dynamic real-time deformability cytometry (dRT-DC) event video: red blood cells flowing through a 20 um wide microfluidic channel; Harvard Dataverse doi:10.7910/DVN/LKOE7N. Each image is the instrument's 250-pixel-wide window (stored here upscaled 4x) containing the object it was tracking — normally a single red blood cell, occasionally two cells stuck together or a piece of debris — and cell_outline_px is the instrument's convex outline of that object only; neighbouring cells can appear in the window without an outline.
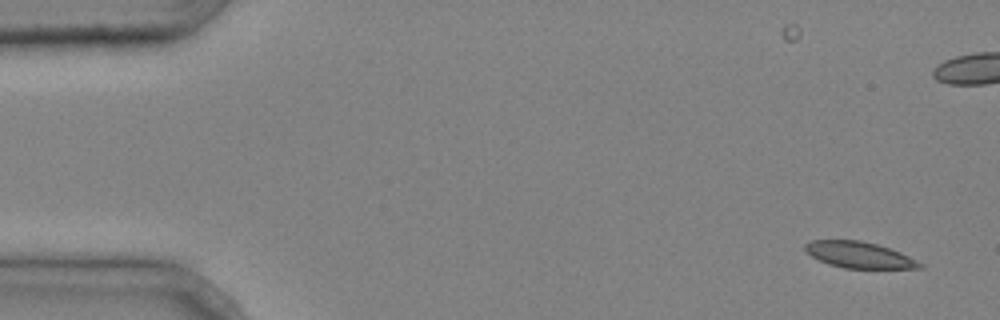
{"species": "common noctule bat (a hibernating species)", "species_latin": "Nyctalus noctula", "temperature_condition": "cold", "stored_images_in_passage": 4, "camera_frame_rate_fps": 3000, "um_per_image_px": 0.085, "animal": {"sex": "male", "body_mass_g": 20.4}, "frame": {"image": 1, "passage_image": 1, "time_ms": 0.0, "image_size_px": [1000, 320], "cell_outline_px": [[924, 268], [844, 268], [828, 264], [804, 252], [804, 244], [808, 240], [860, 240], [876, 244], [900, 252], [924, 264]], "centroid_in_image_um": [72.99, 21.66], "position_along_channel_um": 12.0, "area_um2": 17.51}}
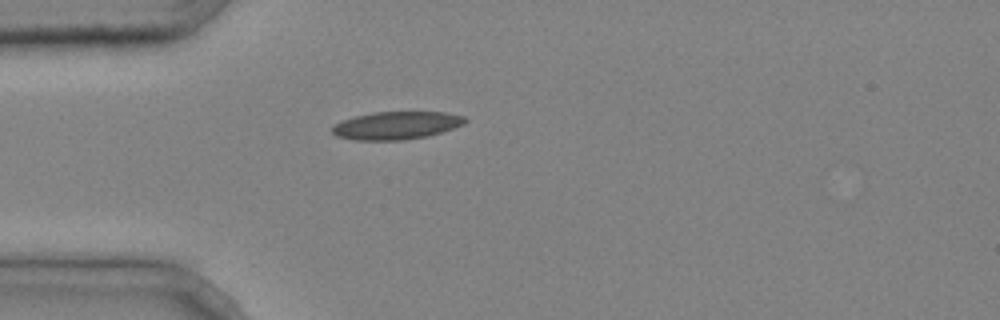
{"frame": {"image": 2, "passage_image": 4, "time_ms": 1.0, "image_size_px": [1000, 320], "cell_outline_px": [[468, 120], [464, 124], [428, 136], [404, 140], [352, 140], [336, 136], [332, 132], [332, 124], [340, 120], [372, 112], [444, 112], [464, 116]], "centroid_in_image_um": [33.64, 10.66], "position_along_channel_um": 51.4, "area_um2": 21.68}}